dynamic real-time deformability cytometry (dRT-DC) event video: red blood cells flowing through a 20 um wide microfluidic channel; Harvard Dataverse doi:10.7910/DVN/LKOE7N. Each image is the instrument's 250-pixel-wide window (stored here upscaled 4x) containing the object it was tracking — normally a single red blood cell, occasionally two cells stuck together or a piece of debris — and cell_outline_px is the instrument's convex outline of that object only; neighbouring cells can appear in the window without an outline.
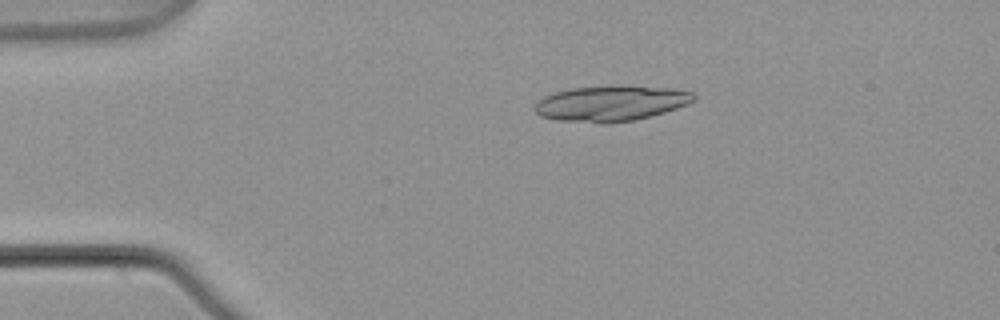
{"species": "common noctule bat (a hibernating species)", "species_latin": "Nyctalus noctula", "temperature_condition": "warm", "stored_images_in_passage": 4, "camera_frame_rate_fps": 3000, "um_per_image_px": 0.085, "animal": {"sex": "male", "body_mass_g": 21.5, "forearm_length_mm": 52.0}, "frame": {"image": 1, "passage_image": 3, "time_ms": 0.667, "image_size_px": [1000, 320], "cell_outline_px": [[696, 100], [688, 104], [664, 112], [632, 120], [608, 124], [600, 124], [556, 120], [540, 116], [532, 108], [544, 96], [556, 92], [572, 88], [672, 88], [692, 92], [696, 96]], "centroid_in_image_um": [51.89, 8.84], "position_along_channel_um": 33.1, "area_um2": 31.96}}